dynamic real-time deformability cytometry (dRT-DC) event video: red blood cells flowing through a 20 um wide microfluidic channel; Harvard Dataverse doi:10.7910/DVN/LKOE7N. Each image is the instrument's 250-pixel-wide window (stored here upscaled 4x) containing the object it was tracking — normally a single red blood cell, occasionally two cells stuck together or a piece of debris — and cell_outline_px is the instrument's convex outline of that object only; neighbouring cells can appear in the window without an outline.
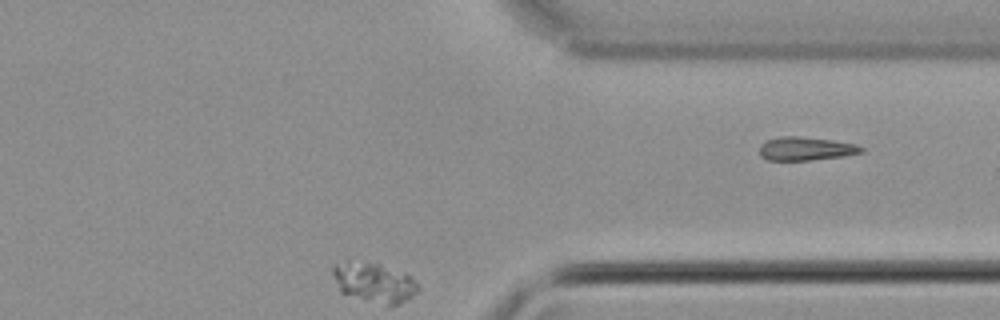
{"species": "common noctule bat (a hibernating species)", "species_latin": "Nyctalus noctula", "temperature_condition": "cold", "stored_images_in_passage": 37, "segment_of_instrument_passage": [2, 2], "camera_frame_rate_fps": 3000, "um_per_image_px": 0.085, "animal": {"sex": "male", "body_mass_g": 21.5, "forearm_length_mm": 52.0}, "frame": {"image": 1, "passage_image": 37, "time_ms": 12.0, "image_size_px": [1000, 320], "cell_outline_px": [[864, 152], [844, 156], [812, 160], [768, 160], [760, 156], [760, 144], [764, 140], [780, 136], [800, 136], [832, 140], [856, 144], [864, 148]], "centroid_in_image_um": [68.48, 12.63], "position_along_channel_um": 342.9, "area_um2": 14.1}}